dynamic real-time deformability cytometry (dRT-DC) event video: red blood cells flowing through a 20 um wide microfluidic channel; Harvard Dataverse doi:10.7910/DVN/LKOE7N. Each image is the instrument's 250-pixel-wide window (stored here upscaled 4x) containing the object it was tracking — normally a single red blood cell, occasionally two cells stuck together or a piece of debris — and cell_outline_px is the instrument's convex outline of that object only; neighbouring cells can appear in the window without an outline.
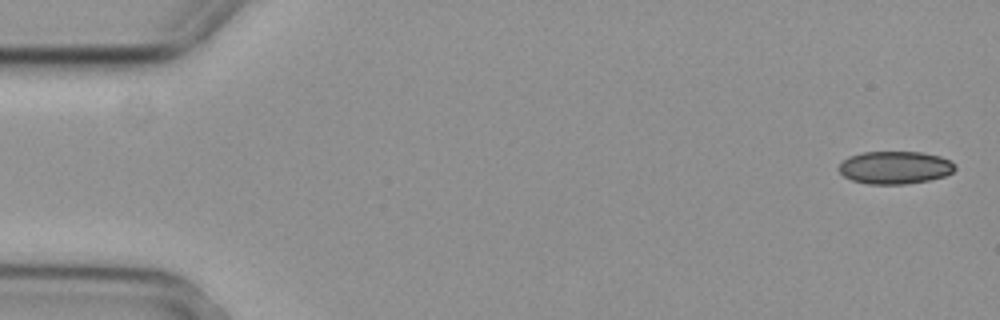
{"species": "common noctule bat (a hibernating species)", "species_latin": "Nyctalus noctula", "temperature_condition": "cold", "stored_images_in_passage": 5, "segment_of_instrument_passage": [1, 2], "camera_frame_rate_fps": 3000, "um_per_image_px": 0.085, "animal": {"sex": "female", "body_mass_g": 29.2, "forearm_length_mm": 56.3}, "frame": {"image": 1, "passage_image": 1, "time_ms": 0.0, "image_size_px": [1000, 320], "cell_outline_px": [[956, 168], [952, 172], [944, 176], [928, 180], [904, 184], [868, 184], [852, 180], [844, 176], [836, 168], [848, 156], [864, 152], [924, 152], [940, 156], [956, 164]], "centroid_in_image_um": [76.06, 14.23], "position_along_channel_um": 8.9, "area_um2": 22.2}}
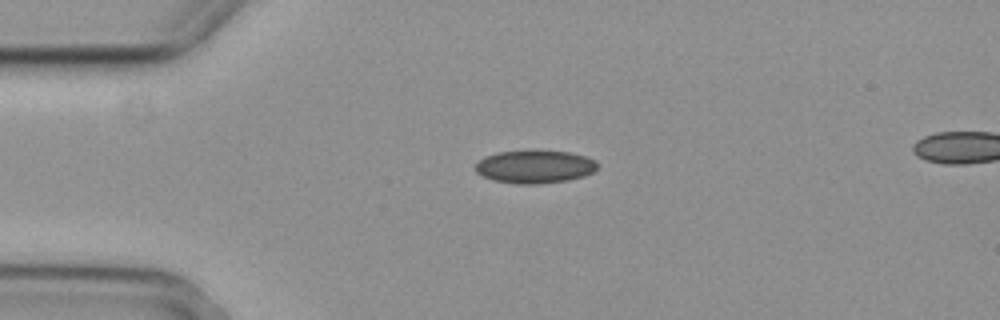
{"frame": {"image": 2, "passage_image": 3, "time_ms": 0.667, "image_size_px": [1000, 320], "cell_outline_px": [[596, 168], [592, 172], [584, 176], [568, 180], [536, 184], [516, 184], [492, 180], [476, 172], [476, 164], [484, 156], [496, 152], [528, 148], [536, 148], [568, 152], [584, 156], [596, 160]], "centroid_in_image_um": [45.42, 14.13], "position_along_channel_um": 39.6, "area_um2": 24.1}}